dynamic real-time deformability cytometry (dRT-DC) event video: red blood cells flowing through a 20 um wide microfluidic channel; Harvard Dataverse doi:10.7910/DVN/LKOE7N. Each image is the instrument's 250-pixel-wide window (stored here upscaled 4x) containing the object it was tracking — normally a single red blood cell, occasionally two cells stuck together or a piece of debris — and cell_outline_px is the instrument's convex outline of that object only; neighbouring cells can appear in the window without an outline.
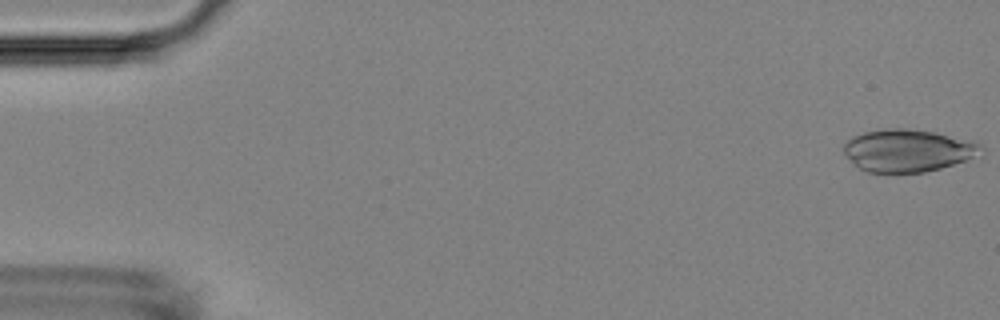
{"species": "Egyptian fruit bat (a non-hibernating species)", "species_latin": "Rousettus aegyptiacus", "temperature_condition": "room temperature", "stored_images_in_passage": 54, "camera_frame_rate_fps": 3000, "um_per_image_px": 0.085, "animal": {"sex": "female"}, "frame": {"image": 1, "passage_image": 1, "time_ms": 0.0, "image_size_px": [1000, 320], "cell_outline_px": [[984, 148], [972, 156], [964, 160], [940, 168], [924, 172], [868, 172], [860, 168], [844, 152], [844, 144], [852, 136], [864, 132], [888, 128], [904, 128], [932, 132], [972, 140], [980, 144]], "centroid_in_image_um": [77.14, 12.78], "position_along_channel_um": 7.9, "area_um2": 33.23}}
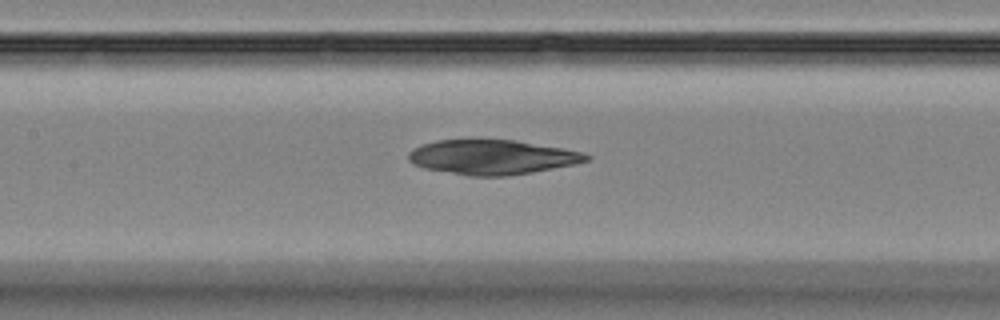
{"frame": {"image": 2, "passage_image": 25, "time_ms": 8.0, "image_size_px": [1000, 320], "cell_outline_px": [[592, 160], [576, 164], [532, 172], [504, 176], [468, 176], [424, 168], [412, 164], [408, 160], [408, 152], [412, 148], [436, 140], [516, 140], [584, 152], [592, 156]], "centroid_in_image_um": [41.85, 13.36], "position_along_channel_um": 165.6, "area_um2": 36.01}}
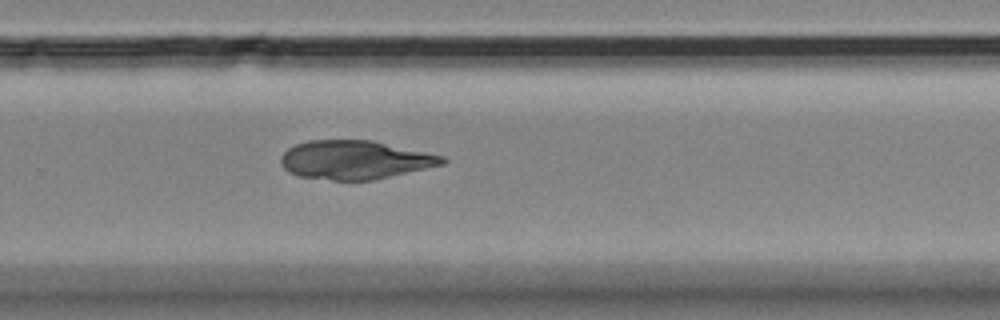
{"frame": {"image": 3, "passage_image": 36, "time_ms": 11.667, "image_size_px": [1000, 320], "cell_outline_px": [[448, 160], [444, 164], [372, 180], [332, 180], [296, 176], [288, 172], [284, 168], [280, 160], [280, 156], [288, 148], [296, 144], [308, 140], [372, 140], [444, 156]], "centroid_in_image_um": [30.13, 13.58], "position_along_channel_um": 299.7, "area_um2": 36.36}}